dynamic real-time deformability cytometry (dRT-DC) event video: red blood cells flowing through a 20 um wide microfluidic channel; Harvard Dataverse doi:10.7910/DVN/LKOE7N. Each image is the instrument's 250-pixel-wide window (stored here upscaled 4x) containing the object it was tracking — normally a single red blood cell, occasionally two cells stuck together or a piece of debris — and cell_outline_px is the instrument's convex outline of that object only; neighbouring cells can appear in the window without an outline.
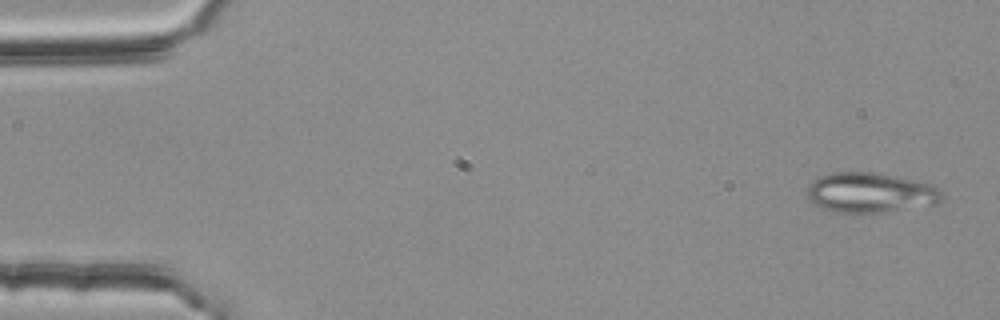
{"species": "common noctule bat (a hibernating species)", "species_latin": "Nyctalus noctula", "temperature_condition": "room temperature", "stored_images_in_passage": 2, "camera_frame_rate_fps": 3000, "um_per_image_px": 0.085, "animal": {"sex": "female", "body_mass_g": 25.1}, "frame": {"image": 1, "passage_image": 2, "time_ms": 0.333, "image_size_px": [1000, 320], "cell_outline_px": [[944, 196], [936, 204], [884, 212], [836, 212], [812, 204], [804, 196], [808, 184], [816, 176], [832, 172], [872, 172], [916, 180], [932, 184]], "centroid_in_image_um": [73.9, 16.36], "position_along_channel_um": 11.1, "area_um2": 31.67}}